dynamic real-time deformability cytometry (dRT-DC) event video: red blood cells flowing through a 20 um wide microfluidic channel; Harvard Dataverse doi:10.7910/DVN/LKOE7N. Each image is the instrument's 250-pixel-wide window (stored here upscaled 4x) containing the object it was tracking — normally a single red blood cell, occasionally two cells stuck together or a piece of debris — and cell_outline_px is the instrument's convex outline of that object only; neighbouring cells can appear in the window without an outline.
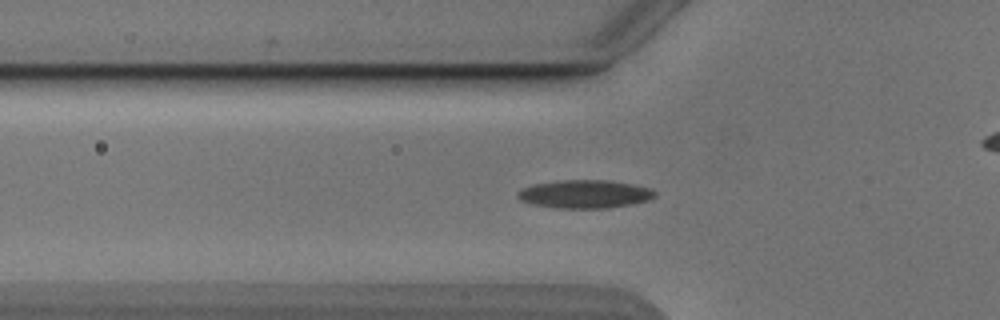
{"species": "Egyptian fruit bat (a non-hibernating species)", "species_latin": "Rousettus aegyptiacus", "temperature_condition": "cold", "stored_images_in_passage": 39, "camera_frame_rate_fps": 3000, "um_per_image_px": 0.085, "animal": {"sex": "male"}, "frame": {"image": 1, "passage_image": 3, "time_ms": 0.667, "image_size_px": [1000, 320], "cell_outline_px": [[656, 196], [648, 200], [632, 204], [608, 208], [556, 208], [536, 204], [520, 200], [516, 196], [516, 192], [524, 188], [536, 184], [564, 180], [608, 180], [632, 184], [652, 188], [656, 192]], "centroid_in_image_um": [49.75, 16.5], "position_along_channel_um": 76.0, "area_um2": 22.43}}
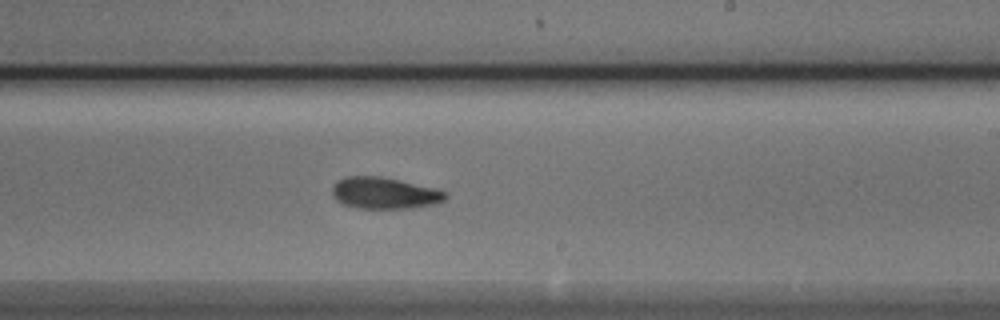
{"frame": {"image": 2, "passage_image": 17, "time_ms": 5.333, "image_size_px": [1000, 320], "cell_outline_px": [[448, 196], [444, 200], [432, 204], [412, 208], [356, 208], [344, 204], [336, 200], [332, 192], [332, 188], [336, 180], [348, 176], [380, 176], [432, 188], [448, 192]], "centroid_in_image_um": [32.64, 16.41], "position_along_channel_um": 256.4, "area_um2": 20.58}}
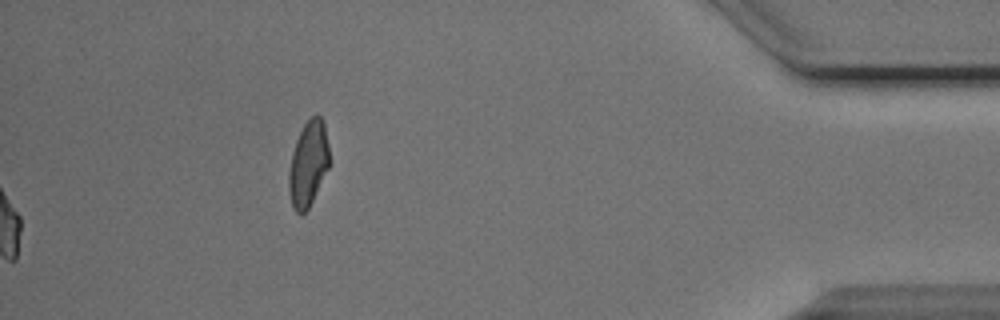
{"frame": {"image": 3, "passage_image": 39, "time_ms": 12.667, "image_size_px": [1000, 320], "cell_outline_px": [[328, 168], [308, 208], [304, 212], [296, 212], [292, 208], [288, 188], [288, 176], [292, 152], [296, 140], [304, 124], [316, 112], [320, 116], [324, 124], [328, 144]], "centroid_in_image_um": [26.18, 13.9], "position_along_channel_um": 409.0, "area_um2": 19.83}, "authors_computed_cell_mechanics": {"area_um2": 20.5768, "velocity_mm_per_s": 3.8618, "shape_relaxation_time_tau1_ms": 5.372, "shape_relaxation_time_tau2_ms": 5.784, "deformation_change_tau1": 0.1429, "deformation_change_tau2": 0.1357}}